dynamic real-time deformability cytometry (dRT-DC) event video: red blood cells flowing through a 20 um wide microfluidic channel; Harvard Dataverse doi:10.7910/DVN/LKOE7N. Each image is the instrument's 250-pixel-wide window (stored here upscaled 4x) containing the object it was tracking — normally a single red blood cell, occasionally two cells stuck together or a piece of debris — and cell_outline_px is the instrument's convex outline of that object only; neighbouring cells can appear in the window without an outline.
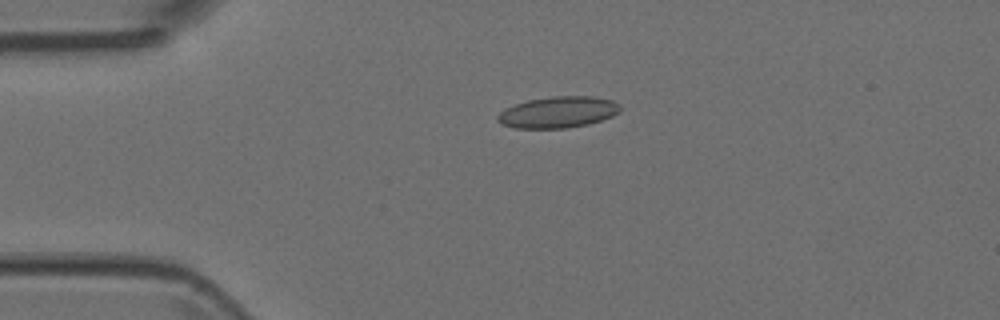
{"species": "Egyptian fruit bat (a non-hibernating species)", "species_latin": "Rousettus aegyptiacus", "temperature_condition": "room temperature", "stored_images_in_passage": 5, "camera_frame_rate_fps": 3000, "um_per_image_px": 0.085, "animal": {"sex": "female"}, "frame": {"image": 1, "passage_image": 4, "time_ms": 1.0, "image_size_px": [1000, 320], "cell_outline_px": [[620, 112], [612, 116], [588, 124], [568, 128], [516, 128], [500, 124], [496, 120], [496, 116], [504, 108], [528, 100], [552, 96], [592, 96], [612, 100], [620, 104]], "centroid_in_image_um": [47.42, 9.53], "position_along_channel_um": 37.6, "area_um2": 22.48}}